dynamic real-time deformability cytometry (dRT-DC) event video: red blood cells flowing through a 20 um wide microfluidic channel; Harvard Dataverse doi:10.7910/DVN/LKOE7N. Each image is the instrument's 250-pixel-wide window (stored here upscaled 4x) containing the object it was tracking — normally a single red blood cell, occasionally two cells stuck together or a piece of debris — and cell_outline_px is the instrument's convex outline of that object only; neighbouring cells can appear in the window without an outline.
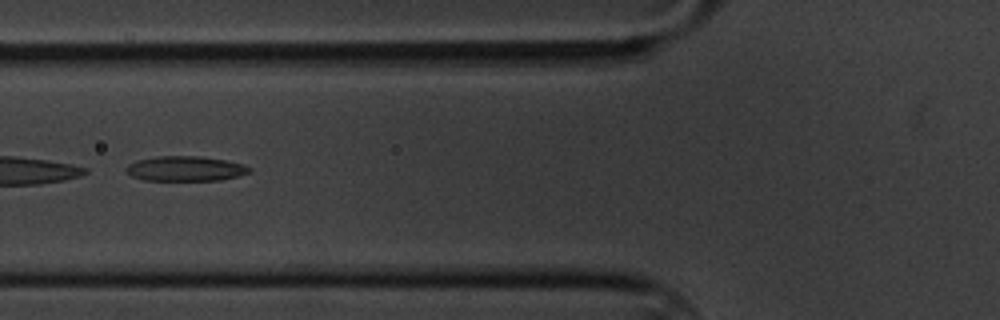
{"species": "common noctule bat (a hibernating species)", "species_latin": "Nyctalus noctula", "temperature_condition": "cold", "stored_images_in_passage": 58, "camera_frame_rate_fps": 3000, "um_per_image_px": 0.085, "animal": {"sex": "male", "body_mass_g": 20.1, "forearm_length_mm": 53.5}, "frame": {"image": 1, "passage_image": 22, "time_ms": 7.0, "image_size_px": [1000, 320], "cell_outline_px": [[252, 172], [220, 180], [144, 180], [132, 176], [124, 168], [128, 164], [136, 160], [156, 156], [200, 156], [224, 160], [244, 164], [252, 168]], "centroid_in_image_um": [15.76, 14.33], "position_along_channel_um": 110.0, "area_um2": 17.92}}
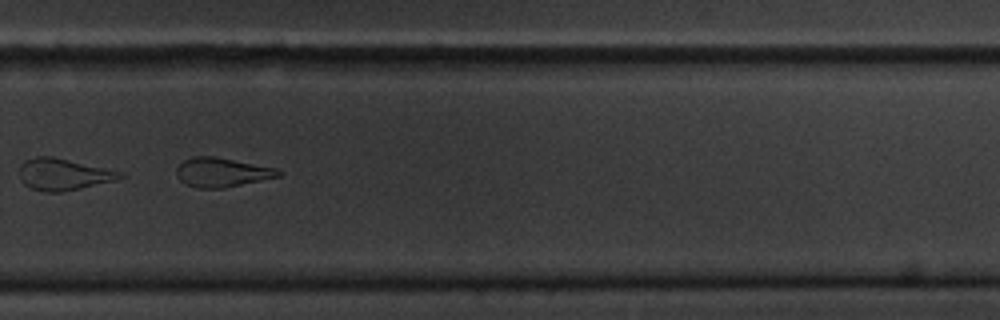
{"frame": {"image": 2, "passage_image": 40, "time_ms": 13.0, "image_size_px": [1000, 320], "cell_outline_px": [[284, 172], [280, 176], [224, 188], [196, 188], [184, 184], [180, 180], [176, 172], [176, 168], [184, 160], [192, 156], [216, 156], [276, 168]], "centroid_in_image_um": [18.85, 14.64], "position_along_channel_um": 310.9, "area_um2": 17.46}}
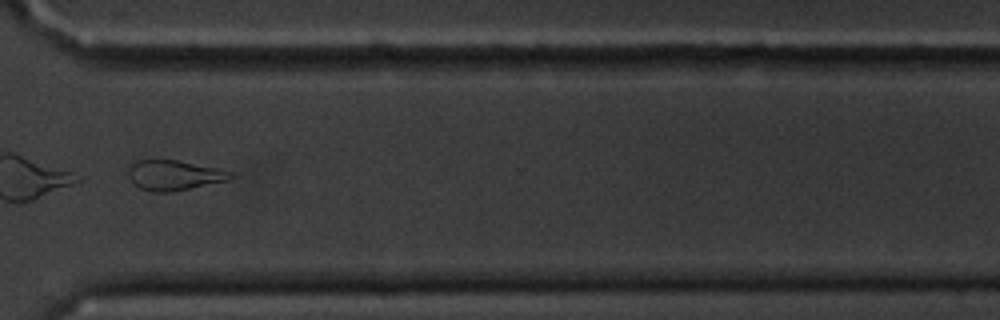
{"frame": {"image": 3, "passage_image": 44, "time_ms": 14.333, "image_size_px": [1000, 320], "cell_outline_px": [[236, 176], [228, 180], [172, 192], [152, 192], [140, 188], [128, 176], [128, 168], [136, 160], [152, 156], [176, 160], [220, 168], [232, 172]], "centroid_in_image_um": [14.78, 14.85], "position_along_channel_um": 355.8, "area_um2": 18.5}}